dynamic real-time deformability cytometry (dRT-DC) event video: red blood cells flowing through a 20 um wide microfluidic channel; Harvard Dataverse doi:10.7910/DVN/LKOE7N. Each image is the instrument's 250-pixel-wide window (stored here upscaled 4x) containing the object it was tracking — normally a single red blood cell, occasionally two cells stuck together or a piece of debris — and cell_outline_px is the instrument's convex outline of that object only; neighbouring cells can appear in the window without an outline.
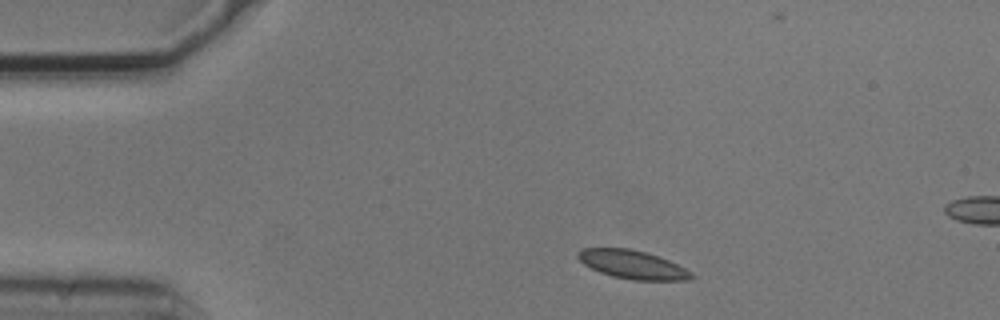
{"species": "common noctule bat (a hibernating species)", "species_latin": "Nyctalus noctula", "temperature_condition": "cold", "stored_images_in_passage": 3, "camera_frame_rate_fps": 3000, "um_per_image_px": 0.085, "animal": {"sex": "male", "body_mass_g": 20.5, "forearm_length_mm": 52.5}, "frame": {"image": 1, "passage_image": 1, "time_ms": 0.0, "image_size_px": [1000, 320], "cell_outline_px": [[696, 276], [688, 280], [632, 280], [612, 276], [600, 272], [584, 264], [576, 256], [576, 252], [580, 248], [628, 248], [644, 252], [668, 260], [692, 272]], "centroid_in_image_um": [53.74, 22.49], "position_along_channel_um": 31.3, "area_um2": 18.73}}